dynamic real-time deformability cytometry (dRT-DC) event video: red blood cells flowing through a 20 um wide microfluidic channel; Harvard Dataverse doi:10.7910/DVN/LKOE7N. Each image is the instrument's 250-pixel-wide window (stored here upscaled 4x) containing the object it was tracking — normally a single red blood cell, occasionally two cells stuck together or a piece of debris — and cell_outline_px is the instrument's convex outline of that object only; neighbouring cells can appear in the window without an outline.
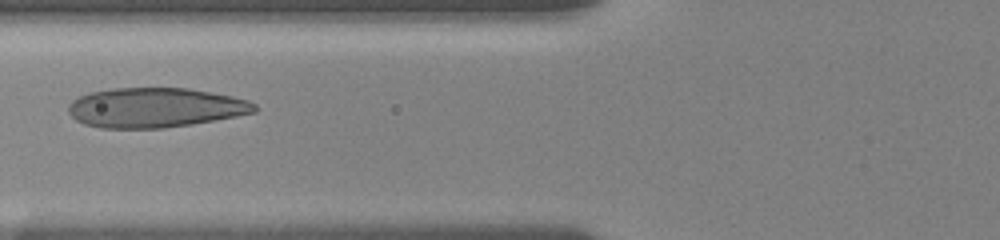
{"species": "human", "species_latin": "Homo sapiens", "temperature_condition": "room temperature", "stored_images_in_passage": 21, "camera_frame_rate_fps": 3000, "um_per_image_px": 0.085, "donor": {"sex": "female"}, "frame": {"image": 1, "passage_image": 8, "time_ms": 3.0, "image_size_px": [1000, 240], "cell_outline_px": [[256, 112], [236, 116], [192, 124], [164, 128], [100, 128], [84, 124], [76, 120], [68, 112], [68, 104], [72, 100], [80, 96], [92, 92], [112, 88], [188, 88], [232, 96], [248, 100], [256, 104]], "centroid_in_image_um": [13.17, 9.15], "position_along_channel_um": 112.6, "area_um2": 43.06}}
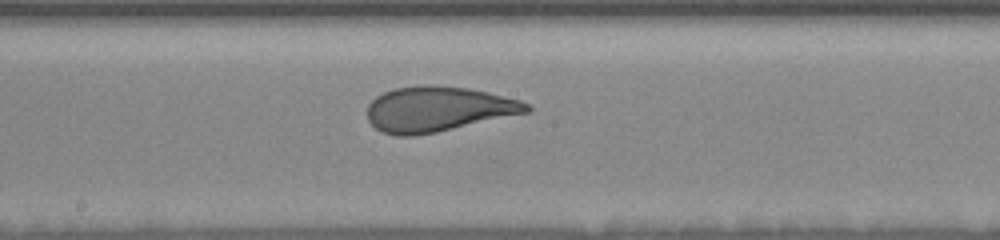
{"frame": {"image": 2, "passage_image": 15, "time_ms": 5.667, "image_size_px": [1000, 240], "cell_outline_px": [[532, 112], [436, 132], [416, 136], [396, 136], [380, 132], [368, 120], [368, 104], [376, 96], [384, 92], [396, 88], [468, 88], [488, 92], [520, 100], [528, 104], [532, 108]], "centroid_in_image_um": [37.26, 9.33], "position_along_channel_um": 210.9, "area_um2": 41.1}}
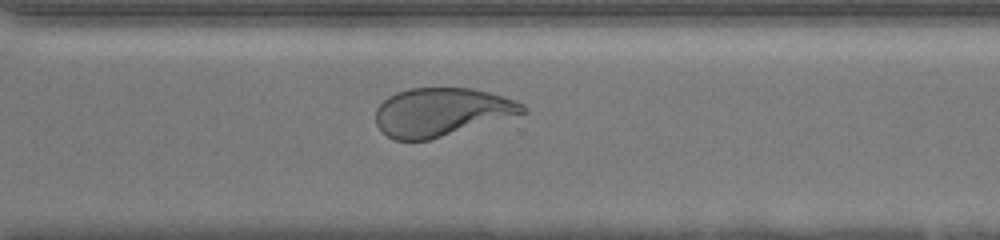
{"frame": {"image": 3, "passage_image": 21, "time_ms": 9.0, "image_size_px": [1000, 240], "cell_outline_px": [[528, 112], [428, 140], [392, 140], [376, 124], [376, 108], [388, 96], [396, 92], [412, 88], [472, 88], [488, 92], [516, 100], [524, 104], [528, 108]], "centroid_in_image_um": [37.52, 9.51], "position_along_channel_um": 333.1, "area_um2": 41.1}}